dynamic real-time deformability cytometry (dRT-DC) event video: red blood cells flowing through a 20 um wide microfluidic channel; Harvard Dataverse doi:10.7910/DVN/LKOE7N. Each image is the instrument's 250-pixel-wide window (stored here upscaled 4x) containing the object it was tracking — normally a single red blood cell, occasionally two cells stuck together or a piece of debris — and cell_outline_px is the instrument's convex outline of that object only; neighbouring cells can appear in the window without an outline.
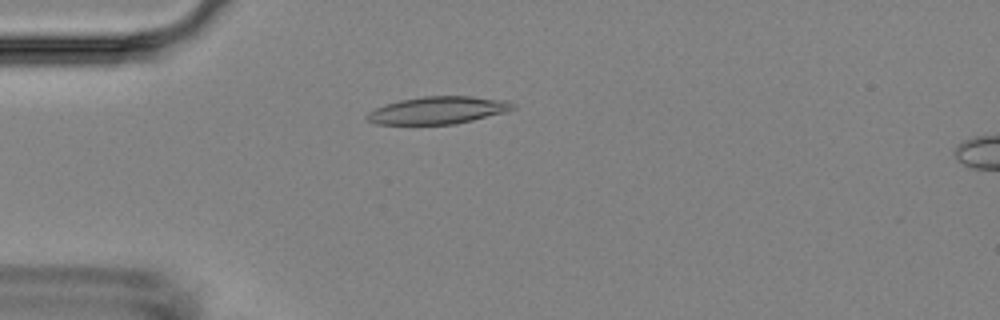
{"species": "Egyptian fruit bat (a non-hibernating species)", "species_latin": "Rousettus aegyptiacus", "temperature_condition": "room temperature", "stored_images_in_passage": 48, "camera_frame_rate_fps": 3000, "um_per_image_px": 0.085, "animal": {"sex": "female"}, "frame": {"image": 1, "passage_image": 15, "time_ms": 4.667, "image_size_px": [1000, 320], "cell_outline_px": [[516, 108], [508, 112], [456, 124], [376, 124], [368, 120], [364, 116], [368, 112], [384, 104], [400, 100], [424, 96], [472, 96], [508, 100], [516, 104]], "centroid_in_image_um": [37.28, 9.36], "position_along_channel_um": 47.7, "area_um2": 23.58}}
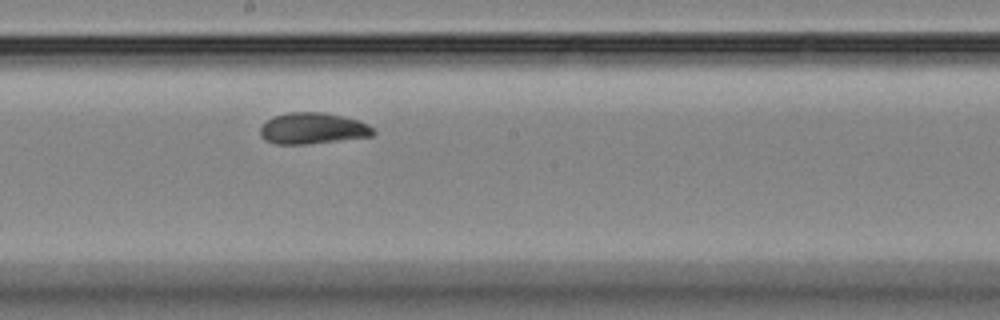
{"frame": {"image": 2, "passage_image": 31, "time_ms": 10.0, "image_size_px": [1000, 320], "cell_outline_px": [[376, 132], [372, 136], [308, 144], [276, 144], [264, 140], [260, 136], [260, 128], [268, 120], [276, 116], [288, 112], [324, 112], [356, 120], [368, 124]], "centroid_in_image_um": [26.56, 10.92], "position_along_channel_um": 221.6, "area_um2": 20.4}}
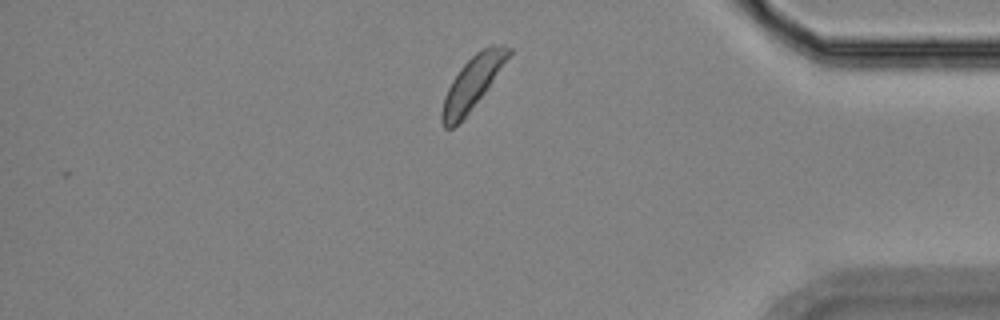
{"frame": {"image": 3, "passage_image": 48, "time_ms": 15.667, "image_size_px": [1000, 320], "cell_outline_px": [[512, 52], [484, 92], [468, 112], [452, 128], [444, 128], [440, 120], [440, 112], [444, 96], [452, 80], [460, 68], [480, 48], [492, 44], [504, 44], [512, 48]], "centroid_in_image_um": [40.13, 7.01], "position_along_channel_um": 395.1, "area_um2": 20.0}, "authors_computed_cell_mechanics": {"area_um2": 21.4149, "velocity_mm_per_s": 3.531, "shape_relaxation_time_tau1_ms": 5.1152, "shape_relaxation_time_tau2_ms": null, "deformation_change_tau1": 0.1993, "deformation_change_tau2": null}}